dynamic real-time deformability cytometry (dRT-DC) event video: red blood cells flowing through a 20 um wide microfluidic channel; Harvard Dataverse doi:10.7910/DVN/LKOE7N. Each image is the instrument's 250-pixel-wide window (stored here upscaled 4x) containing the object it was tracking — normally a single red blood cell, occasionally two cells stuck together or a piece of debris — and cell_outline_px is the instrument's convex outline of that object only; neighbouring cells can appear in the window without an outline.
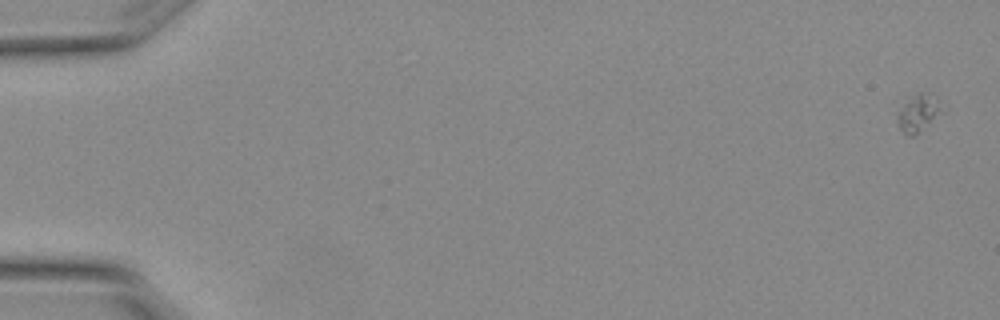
{"species": "Egyptian fruit bat (a non-hibernating species)", "species_latin": "Rousettus aegyptiacus", "temperature_condition": "warm", "stored_images_in_passage": 6, "camera_frame_rate_fps": 3000, "um_per_image_px": 0.085, "animal": {"sex": "female"}, "frame": {"image": 1, "passage_image": 1, "time_ms": 0.0, "image_size_px": [1000, 320], "cell_outline_px": [[948, 112], [912, 136], [908, 136], [900, 128], [896, 120], [896, 116], [900, 108], [912, 96], [920, 92], [924, 92], [948, 104]], "centroid_in_image_um": [78.21, 9.59], "position_along_channel_um": 6.8, "area_um2": 10.23}}